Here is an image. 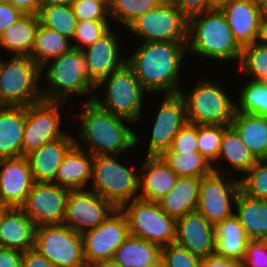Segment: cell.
Masks as SVG:
<instances>
[{"label": "cell", "mask_w": 267, "mask_h": 267, "mask_svg": "<svg viewBox=\"0 0 267 267\" xmlns=\"http://www.w3.org/2000/svg\"><path fill=\"white\" fill-rule=\"evenodd\" d=\"M187 52V42H143L126 63L143 88L150 92L177 94L182 59Z\"/></svg>", "instance_id": "6da1fadb"}, {"label": "cell", "mask_w": 267, "mask_h": 267, "mask_svg": "<svg viewBox=\"0 0 267 267\" xmlns=\"http://www.w3.org/2000/svg\"><path fill=\"white\" fill-rule=\"evenodd\" d=\"M94 95L86 100L81 115L78 138L86 145L87 152L94 156L119 155L135 147L139 137L123 122H131L102 109L94 102Z\"/></svg>", "instance_id": "7a4b0ae2"}, {"label": "cell", "mask_w": 267, "mask_h": 267, "mask_svg": "<svg viewBox=\"0 0 267 267\" xmlns=\"http://www.w3.org/2000/svg\"><path fill=\"white\" fill-rule=\"evenodd\" d=\"M202 15L188 21L187 51L217 61L240 62L243 48L235 40L221 10L211 9Z\"/></svg>", "instance_id": "3957f363"}, {"label": "cell", "mask_w": 267, "mask_h": 267, "mask_svg": "<svg viewBox=\"0 0 267 267\" xmlns=\"http://www.w3.org/2000/svg\"><path fill=\"white\" fill-rule=\"evenodd\" d=\"M52 60L45 74L50 86L42 90L43 100L67 102L71 93L86 95L96 90L88 77L82 50L71 48Z\"/></svg>", "instance_id": "277c9868"}, {"label": "cell", "mask_w": 267, "mask_h": 267, "mask_svg": "<svg viewBox=\"0 0 267 267\" xmlns=\"http://www.w3.org/2000/svg\"><path fill=\"white\" fill-rule=\"evenodd\" d=\"M41 67L30 56L0 60V101L4 106H25L43 100L38 88Z\"/></svg>", "instance_id": "5b68a950"}, {"label": "cell", "mask_w": 267, "mask_h": 267, "mask_svg": "<svg viewBox=\"0 0 267 267\" xmlns=\"http://www.w3.org/2000/svg\"><path fill=\"white\" fill-rule=\"evenodd\" d=\"M117 158L118 155L94 156L91 190L120 208L139 198L140 175L137 172L140 170L134 173L117 162Z\"/></svg>", "instance_id": "8992f818"}, {"label": "cell", "mask_w": 267, "mask_h": 267, "mask_svg": "<svg viewBox=\"0 0 267 267\" xmlns=\"http://www.w3.org/2000/svg\"><path fill=\"white\" fill-rule=\"evenodd\" d=\"M102 84L106 87L104 100L99 101L96 96L93 99L102 109L132 123L141 118L142 98L146 90L127 63L104 78L96 89Z\"/></svg>", "instance_id": "52a82bcc"}, {"label": "cell", "mask_w": 267, "mask_h": 267, "mask_svg": "<svg viewBox=\"0 0 267 267\" xmlns=\"http://www.w3.org/2000/svg\"><path fill=\"white\" fill-rule=\"evenodd\" d=\"M184 99L188 123L195 125H230L235 110L234 103L221 86L200 79Z\"/></svg>", "instance_id": "ba28073f"}, {"label": "cell", "mask_w": 267, "mask_h": 267, "mask_svg": "<svg viewBox=\"0 0 267 267\" xmlns=\"http://www.w3.org/2000/svg\"><path fill=\"white\" fill-rule=\"evenodd\" d=\"M123 204L129 233L161 247L174 243L176 237V219L168 216L158 202L135 199Z\"/></svg>", "instance_id": "9c48e42d"}, {"label": "cell", "mask_w": 267, "mask_h": 267, "mask_svg": "<svg viewBox=\"0 0 267 267\" xmlns=\"http://www.w3.org/2000/svg\"><path fill=\"white\" fill-rule=\"evenodd\" d=\"M34 249L55 267H86L81 234L65 224L36 226Z\"/></svg>", "instance_id": "30bf717a"}, {"label": "cell", "mask_w": 267, "mask_h": 267, "mask_svg": "<svg viewBox=\"0 0 267 267\" xmlns=\"http://www.w3.org/2000/svg\"><path fill=\"white\" fill-rule=\"evenodd\" d=\"M127 29L145 42L188 41V20L171 0H163L153 10L134 20Z\"/></svg>", "instance_id": "8fae6325"}, {"label": "cell", "mask_w": 267, "mask_h": 267, "mask_svg": "<svg viewBox=\"0 0 267 267\" xmlns=\"http://www.w3.org/2000/svg\"><path fill=\"white\" fill-rule=\"evenodd\" d=\"M218 169L214 166L211 174L200 178L196 207V211L214 226L234 215L230 199L235 202L240 191V181L229 179L228 171L225 174L223 169Z\"/></svg>", "instance_id": "7c38bea8"}, {"label": "cell", "mask_w": 267, "mask_h": 267, "mask_svg": "<svg viewBox=\"0 0 267 267\" xmlns=\"http://www.w3.org/2000/svg\"><path fill=\"white\" fill-rule=\"evenodd\" d=\"M62 103L41 100L26 107L22 156L67 134L60 129L61 115L58 110Z\"/></svg>", "instance_id": "4fadbf2b"}, {"label": "cell", "mask_w": 267, "mask_h": 267, "mask_svg": "<svg viewBox=\"0 0 267 267\" xmlns=\"http://www.w3.org/2000/svg\"><path fill=\"white\" fill-rule=\"evenodd\" d=\"M117 209L93 190H70L63 224L83 234L98 227Z\"/></svg>", "instance_id": "5bb4252c"}, {"label": "cell", "mask_w": 267, "mask_h": 267, "mask_svg": "<svg viewBox=\"0 0 267 267\" xmlns=\"http://www.w3.org/2000/svg\"><path fill=\"white\" fill-rule=\"evenodd\" d=\"M129 235L127 219L118 208L98 227L81 234L86 264L112 259L116 249Z\"/></svg>", "instance_id": "9a60e30c"}, {"label": "cell", "mask_w": 267, "mask_h": 267, "mask_svg": "<svg viewBox=\"0 0 267 267\" xmlns=\"http://www.w3.org/2000/svg\"><path fill=\"white\" fill-rule=\"evenodd\" d=\"M70 190L53 183L35 182L20 207L35 226L63 224Z\"/></svg>", "instance_id": "2e32d148"}, {"label": "cell", "mask_w": 267, "mask_h": 267, "mask_svg": "<svg viewBox=\"0 0 267 267\" xmlns=\"http://www.w3.org/2000/svg\"><path fill=\"white\" fill-rule=\"evenodd\" d=\"M187 123L186 105L181 94H165L152 128L147 156H161L169 150L172 140Z\"/></svg>", "instance_id": "e0dca14e"}, {"label": "cell", "mask_w": 267, "mask_h": 267, "mask_svg": "<svg viewBox=\"0 0 267 267\" xmlns=\"http://www.w3.org/2000/svg\"><path fill=\"white\" fill-rule=\"evenodd\" d=\"M34 183L25 156L0 159V201L3 207H21Z\"/></svg>", "instance_id": "ac0fdd59"}, {"label": "cell", "mask_w": 267, "mask_h": 267, "mask_svg": "<svg viewBox=\"0 0 267 267\" xmlns=\"http://www.w3.org/2000/svg\"><path fill=\"white\" fill-rule=\"evenodd\" d=\"M215 228L198 211L187 213L176 220L174 243L191 254L205 258L215 254Z\"/></svg>", "instance_id": "d6986e66"}, {"label": "cell", "mask_w": 267, "mask_h": 267, "mask_svg": "<svg viewBox=\"0 0 267 267\" xmlns=\"http://www.w3.org/2000/svg\"><path fill=\"white\" fill-rule=\"evenodd\" d=\"M116 34L109 29L93 44L82 50L90 81L97 86L104 78L121 68L127 61L120 56Z\"/></svg>", "instance_id": "ffe728a7"}, {"label": "cell", "mask_w": 267, "mask_h": 267, "mask_svg": "<svg viewBox=\"0 0 267 267\" xmlns=\"http://www.w3.org/2000/svg\"><path fill=\"white\" fill-rule=\"evenodd\" d=\"M220 10L242 48L256 42L259 22L264 13L263 5L255 0H233Z\"/></svg>", "instance_id": "44dd1931"}, {"label": "cell", "mask_w": 267, "mask_h": 267, "mask_svg": "<svg viewBox=\"0 0 267 267\" xmlns=\"http://www.w3.org/2000/svg\"><path fill=\"white\" fill-rule=\"evenodd\" d=\"M78 138L68 133L55 139L39 149L33 150L25 155L28 160L34 182L53 183L59 165L68 150L75 144Z\"/></svg>", "instance_id": "7402d4cb"}, {"label": "cell", "mask_w": 267, "mask_h": 267, "mask_svg": "<svg viewBox=\"0 0 267 267\" xmlns=\"http://www.w3.org/2000/svg\"><path fill=\"white\" fill-rule=\"evenodd\" d=\"M35 228L20 207H6L0 216V247L21 252L34 248Z\"/></svg>", "instance_id": "603a6c76"}, {"label": "cell", "mask_w": 267, "mask_h": 267, "mask_svg": "<svg viewBox=\"0 0 267 267\" xmlns=\"http://www.w3.org/2000/svg\"><path fill=\"white\" fill-rule=\"evenodd\" d=\"M139 199L157 202L175 186L178 175L161 156H147L140 167Z\"/></svg>", "instance_id": "cb8c5ba5"}, {"label": "cell", "mask_w": 267, "mask_h": 267, "mask_svg": "<svg viewBox=\"0 0 267 267\" xmlns=\"http://www.w3.org/2000/svg\"><path fill=\"white\" fill-rule=\"evenodd\" d=\"M78 142L81 141L75 140V144L65 154L53 184L69 190H83L89 179L92 180L94 155L88 152V156Z\"/></svg>", "instance_id": "d4e9b609"}, {"label": "cell", "mask_w": 267, "mask_h": 267, "mask_svg": "<svg viewBox=\"0 0 267 267\" xmlns=\"http://www.w3.org/2000/svg\"><path fill=\"white\" fill-rule=\"evenodd\" d=\"M25 122V106H4L0 110V159L22 156Z\"/></svg>", "instance_id": "484cf974"}, {"label": "cell", "mask_w": 267, "mask_h": 267, "mask_svg": "<svg viewBox=\"0 0 267 267\" xmlns=\"http://www.w3.org/2000/svg\"><path fill=\"white\" fill-rule=\"evenodd\" d=\"M200 191V178L179 176L174 188L157 202L170 217L178 219L196 211Z\"/></svg>", "instance_id": "4316f807"}, {"label": "cell", "mask_w": 267, "mask_h": 267, "mask_svg": "<svg viewBox=\"0 0 267 267\" xmlns=\"http://www.w3.org/2000/svg\"><path fill=\"white\" fill-rule=\"evenodd\" d=\"M162 247L129 235L116 249L112 259L119 267H155L161 264Z\"/></svg>", "instance_id": "83f0119b"}, {"label": "cell", "mask_w": 267, "mask_h": 267, "mask_svg": "<svg viewBox=\"0 0 267 267\" xmlns=\"http://www.w3.org/2000/svg\"><path fill=\"white\" fill-rule=\"evenodd\" d=\"M234 205L237 207V213L234 215L250 240H266L267 200L252 198L240 190Z\"/></svg>", "instance_id": "f1b7e54d"}, {"label": "cell", "mask_w": 267, "mask_h": 267, "mask_svg": "<svg viewBox=\"0 0 267 267\" xmlns=\"http://www.w3.org/2000/svg\"><path fill=\"white\" fill-rule=\"evenodd\" d=\"M230 125L256 159L267 158V117L235 110Z\"/></svg>", "instance_id": "f546056e"}, {"label": "cell", "mask_w": 267, "mask_h": 267, "mask_svg": "<svg viewBox=\"0 0 267 267\" xmlns=\"http://www.w3.org/2000/svg\"><path fill=\"white\" fill-rule=\"evenodd\" d=\"M39 23L38 15L24 14L0 35V46L14 56H30Z\"/></svg>", "instance_id": "4dcf8cb0"}, {"label": "cell", "mask_w": 267, "mask_h": 267, "mask_svg": "<svg viewBox=\"0 0 267 267\" xmlns=\"http://www.w3.org/2000/svg\"><path fill=\"white\" fill-rule=\"evenodd\" d=\"M214 228L215 254L242 260L251 240L235 215L216 224Z\"/></svg>", "instance_id": "1f68e13d"}, {"label": "cell", "mask_w": 267, "mask_h": 267, "mask_svg": "<svg viewBox=\"0 0 267 267\" xmlns=\"http://www.w3.org/2000/svg\"><path fill=\"white\" fill-rule=\"evenodd\" d=\"M70 42L65 36L39 23L30 57L41 67V72H43L47 62L49 63L50 60L72 48Z\"/></svg>", "instance_id": "d6a6232c"}, {"label": "cell", "mask_w": 267, "mask_h": 267, "mask_svg": "<svg viewBox=\"0 0 267 267\" xmlns=\"http://www.w3.org/2000/svg\"><path fill=\"white\" fill-rule=\"evenodd\" d=\"M220 158L227 160L235 171L243 174L257 162V159L231 125H223V137L218 159Z\"/></svg>", "instance_id": "836d02e7"}, {"label": "cell", "mask_w": 267, "mask_h": 267, "mask_svg": "<svg viewBox=\"0 0 267 267\" xmlns=\"http://www.w3.org/2000/svg\"><path fill=\"white\" fill-rule=\"evenodd\" d=\"M161 157L178 176L202 178L214 171L212 163L200 152H164Z\"/></svg>", "instance_id": "e575fe53"}, {"label": "cell", "mask_w": 267, "mask_h": 267, "mask_svg": "<svg viewBox=\"0 0 267 267\" xmlns=\"http://www.w3.org/2000/svg\"><path fill=\"white\" fill-rule=\"evenodd\" d=\"M40 24L48 27L69 40H72L76 30L77 18L71 4L43 7L39 10Z\"/></svg>", "instance_id": "d590c367"}, {"label": "cell", "mask_w": 267, "mask_h": 267, "mask_svg": "<svg viewBox=\"0 0 267 267\" xmlns=\"http://www.w3.org/2000/svg\"><path fill=\"white\" fill-rule=\"evenodd\" d=\"M236 111L267 117V82L250 80L240 93Z\"/></svg>", "instance_id": "8d00e7d4"}, {"label": "cell", "mask_w": 267, "mask_h": 267, "mask_svg": "<svg viewBox=\"0 0 267 267\" xmlns=\"http://www.w3.org/2000/svg\"><path fill=\"white\" fill-rule=\"evenodd\" d=\"M240 69L251 80L267 82V46L254 42L243 47Z\"/></svg>", "instance_id": "74e56055"}, {"label": "cell", "mask_w": 267, "mask_h": 267, "mask_svg": "<svg viewBox=\"0 0 267 267\" xmlns=\"http://www.w3.org/2000/svg\"><path fill=\"white\" fill-rule=\"evenodd\" d=\"M163 0H112L109 17L122 23L126 28L138 17L153 10Z\"/></svg>", "instance_id": "f35d334b"}, {"label": "cell", "mask_w": 267, "mask_h": 267, "mask_svg": "<svg viewBox=\"0 0 267 267\" xmlns=\"http://www.w3.org/2000/svg\"><path fill=\"white\" fill-rule=\"evenodd\" d=\"M246 174L239 179L240 190L252 198L267 200V158L257 159Z\"/></svg>", "instance_id": "ab89813d"}, {"label": "cell", "mask_w": 267, "mask_h": 267, "mask_svg": "<svg viewBox=\"0 0 267 267\" xmlns=\"http://www.w3.org/2000/svg\"><path fill=\"white\" fill-rule=\"evenodd\" d=\"M223 137V125H198V148L202 156L214 167Z\"/></svg>", "instance_id": "60d3db41"}, {"label": "cell", "mask_w": 267, "mask_h": 267, "mask_svg": "<svg viewBox=\"0 0 267 267\" xmlns=\"http://www.w3.org/2000/svg\"><path fill=\"white\" fill-rule=\"evenodd\" d=\"M109 25L107 21H77L73 39L79 43L73 44L72 48L83 50L93 44L110 29Z\"/></svg>", "instance_id": "b9f144b4"}, {"label": "cell", "mask_w": 267, "mask_h": 267, "mask_svg": "<svg viewBox=\"0 0 267 267\" xmlns=\"http://www.w3.org/2000/svg\"><path fill=\"white\" fill-rule=\"evenodd\" d=\"M201 261L202 258L191 254L176 243L162 247L163 267H201Z\"/></svg>", "instance_id": "7bdbcfd3"}, {"label": "cell", "mask_w": 267, "mask_h": 267, "mask_svg": "<svg viewBox=\"0 0 267 267\" xmlns=\"http://www.w3.org/2000/svg\"><path fill=\"white\" fill-rule=\"evenodd\" d=\"M198 125L187 123L172 140L169 150L165 152L192 153L199 152Z\"/></svg>", "instance_id": "ee69618b"}, {"label": "cell", "mask_w": 267, "mask_h": 267, "mask_svg": "<svg viewBox=\"0 0 267 267\" xmlns=\"http://www.w3.org/2000/svg\"><path fill=\"white\" fill-rule=\"evenodd\" d=\"M71 7L77 21H108L109 11L97 2L91 0H72Z\"/></svg>", "instance_id": "f6af8a7d"}, {"label": "cell", "mask_w": 267, "mask_h": 267, "mask_svg": "<svg viewBox=\"0 0 267 267\" xmlns=\"http://www.w3.org/2000/svg\"><path fill=\"white\" fill-rule=\"evenodd\" d=\"M242 261L244 267H267V241L251 240Z\"/></svg>", "instance_id": "bcb514c9"}, {"label": "cell", "mask_w": 267, "mask_h": 267, "mask_svg": "<svg viewBox=\"0 0 267 267\" xmlns=\"http://www.w3.org/2000/svg\"><path fill=\"white\" fill-rule=\"evenodd\" d=\"M189 21L191 18L202 15L210 9L207 0H171Z\"/></svg>", "instance_id": "7dc6e473"}, {"label": "cell", "mask_w": 267, "mask_h": 267, "mask_svg": "<svg viewBox=\"0 0 267 267\" xmlns=\"http://www.w3.org/2000/svg\"><path fill=\"white\" fill-rule=\"evenodd\" d=\"M24 13L7 1L0 2V35Z\"/></svg>", "instance_id": "c3c4849f"}, {"label": "cell", "mask_w": 267, "mask_h": 267, "mask_svg": "<svg viewBox=\"0 0 267 267\" xmlns=\"http://www.w3.org/2000/svg\"><path fill=\"white\" fill-rule=\"evenodd\" d=\"M201 267H244L241 259L227 258L216 254L202 258Z\"/></svg>", "instance_id": "681fc988"}, {"label": "cell", "mask_w": 267, "mask_h": 267, "mask_svg": "<svg viewBox=\"0 0 267 267\" xmlns=\"http://www.w3.org/2000/svg\"><path fill=\"white\" fill-rule=\"evenodd\" d=\"M21 267H55L46 257L32 248L23 252Z\"/></svg>", "instance_id": "f907efd6"}, {"label": "cell", "mask_w": 267, "mask_h": 267, "mask_svg": "<svg viewBox=\"0 0 267 267\" xmlns=\"http://www.w3.org/2000/svg\"><path fill=\"white\" fill-rule=\"evenodd\" d=\"M23 252L0 247V267H21Z\"/></svg>", "instance_id": "816d5d0a"}, {"label": "cell", "mask_w": 267, "mask_h": 267, "mask_svg": "<svg viewBox=\"0 0 267 267\" xmlns=\"http://www.w3.org/2000/svg\"><path fill=\"white\" fill-rule=\"evenodd\" d=\"M16 8L20 9L24 14L38 15L40 6L39 0H6Z\"/></svg>", "instance_id": "f5cc1de1"}, {"label": "cell", "mask_w": 267, "mask_h": 267, "mask_svg": "<svg viewBox=\"0 0 267 267\" xmlns=\"http://www.w3.org/2000/svg\"><path fill=\"white\" fill-rule=\"evenodd\" d=\"M256 43L267 46V13H263L259 22Z\"/></svg>", "instance_id": "db71d44e"}, {"label": "cell", "mask_w": 267, "mask_h": 267, "mask_svg": "<svg viewBox=\"0 0 267 267\" xmlns=\"http://www.w3.org/2000/svg\"><path fill=\"white\" fill-rule=\"evenodd\" d=\"M86 267H119V265L113 259H108L87 263Z\"/></svg>", "instance_id": "11a10c76"}, {"label": "cell", "mask_w": 267, "mask_h": 267, "mask_svg": "<svg viewBox=\"0 0 267 267\" xmlns=\"http://www.w3.org/2000/svg\"><path fill=\"white\" fill-rule=\"evenodd\" d=\"M72 0H39L40 9L43 7L57 6V5H68L71 4Z\"/></svg>", "instance_id": "9f6ffc18"}, {"label": "cell", "mask_w": 267, "mask_h": 267, "mask_svg": "<svg viewBox=\"0 0 267 267\" xmlns=\"http://www.w3.org/2000/svg\"><path fill=\"white\" fill-rule=\"evenodd\" d=\"M210 9H221L224 5L229 4L233 0H207Z\"/></svg>", "instance_id": "6f0895ef"}, {"label": "cell", "mask_w": 267, "mask_h": 267, "mask_svg": "<svg viewBox=\"0 0 267 267\" xmlns=\"http://www.w3.org/2000/svg\"><path fill=\"white\" fill-rule=\"evenodd\" d=\"M91 1L102 4L108 11H109L111 4H112V0H91Z\"/></svg>", "instance_id": "680465c9"}, {"label": "cell", "mask_w": 267, "mask_h": 267, "mask_svg": "<svg viewBox=\"0 0 267 267\" xmlns=\"http://www.w3.org/2000/svg\"><path fill=\"white\" fill-rule=\"evenodd\" d=\"M257 3L265 6L267 4V0H255Z\"/></svg>", "instance_id": "91938a15"}, {"label": "cell", "mask_w": 267, "mask_h": 267, "mask_svg": "<svg viewBox=\"0 0 267 267\" xmlns=\"http://www.w3.org/2000/svg\"><path fill=\"white\" fill-rule=\"evenodd\" d=\"M4 107V104L0 101V110Z\"/></svg>", "instance_id": "94428289"}, {"label": "cell", "mask_w": 267, "mask_h": 267, "mask_svg": "<svg viewBox=\"0 0 267 267\" xmlns=\"http://www.w3.org/2000/svg\"><path fill=\"white\" fill-rule=\"evenodd\" d=\"M264 12L267 13V4L264 6Z\"/></svg>", "instance_id": "6125c7cd"}, {"label": "cell", "mask_w": 267, "mask_h": 267, "mask_svg": "<svg viewBox=\"0 0 267 267\" xmlns=\"http://www.w3.org/2000/svg\"><path fill=\"white\" fill-rule=\"evenodd\" d=\"M5 208H0V216L2 214V211L4 210Z\"/></svg>", "instance_id": "be15d7a7"}, {"label": "cell", "mask_w": 267, "mask_h": 267, "mask_svg": "<svg viewBox=\"0 0 267 267\" xmlns=\"http://www.w3.org/2000/svg\"><path fill=\"white\" fill-rule=\"evenodd\" d=\"M0 208H6V207H3V206H2L1 201H0Z\"/></svg>", "instance_id": "e7e4bbea"}]
</instances>
